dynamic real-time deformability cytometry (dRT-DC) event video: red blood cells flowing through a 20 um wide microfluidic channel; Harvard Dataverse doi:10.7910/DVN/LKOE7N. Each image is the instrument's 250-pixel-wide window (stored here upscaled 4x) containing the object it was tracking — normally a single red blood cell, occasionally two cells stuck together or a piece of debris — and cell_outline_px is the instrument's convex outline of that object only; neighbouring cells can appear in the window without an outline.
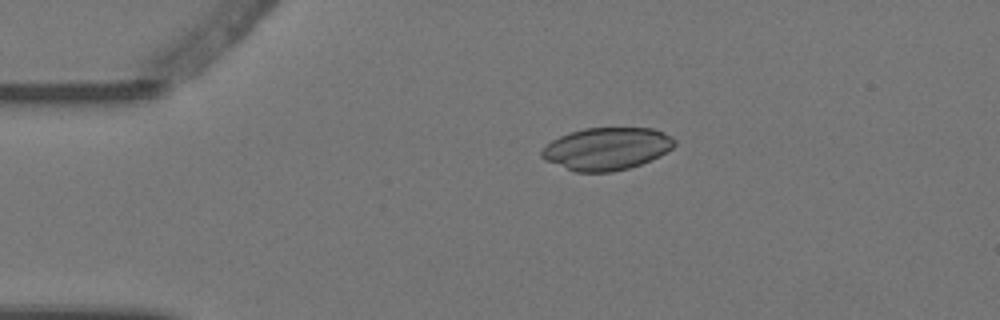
{"species": "Egyptian fruit bat (a non-hibernating species)", "species_latin": "Rousettus aegyptiacus", "temperature_condition": "warm", "stored_images_in_passage": 4, "camera_frame_rate_fps": 3000, "um_per_image_px": 0.085, "animal": {"sex": "female"}, "frame": {"image": 1, "passage_image": 3, "time_ms": 0.667, "image_size_px": [1000, 320], "cell_outline_px": [[676, 144], [672, 148], [660, 156], [640, 164], [628, 168], [612, 172], [576, 172], [544, 160], [540, 156], [540, 152], [552, 140], [560, 136], [584, 128], [652, 128], [672, 136], [676, 140]], "centroid_in_image_um": [51.58, 12.64], "position_along_channel_um": 33.4, "area_um2": 32.77}}